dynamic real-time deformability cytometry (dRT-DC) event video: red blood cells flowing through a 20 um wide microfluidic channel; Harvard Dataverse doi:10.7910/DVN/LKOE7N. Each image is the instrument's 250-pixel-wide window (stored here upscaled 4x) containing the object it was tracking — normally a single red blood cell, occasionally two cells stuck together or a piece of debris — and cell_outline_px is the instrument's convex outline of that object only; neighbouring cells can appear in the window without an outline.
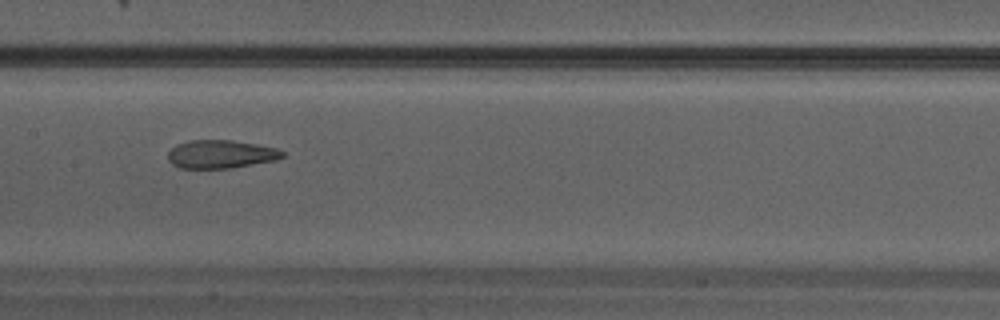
{"species": "Egyptian fruit bat (a non-hibernating species)", "species_latin": "Rousettus aegyptiacus", "temperature_condition": "warm", "stored_images_in_passage": 31, "camera_frame_rate_fps": 3000, "um_per_image_px": 0.085, "animal": {"sex": "male"}, "frame": {"image": 1, "passage_image": 14, "time_ms": 4.333, "image_size_px": [1000, 320], "cell_outline_px": [[284, 156], [272, 160], [232, 168], [180, 168], [172, 164], [168, 160], [168, 152], [176, 144], [188, 140], [232, 140], [256, 144], [276, 148], [284, 152]], "centroid_in_image_um": [18.72, 13.1], "position_along_channel_um": 188.7, "area_um2": 18.73}}